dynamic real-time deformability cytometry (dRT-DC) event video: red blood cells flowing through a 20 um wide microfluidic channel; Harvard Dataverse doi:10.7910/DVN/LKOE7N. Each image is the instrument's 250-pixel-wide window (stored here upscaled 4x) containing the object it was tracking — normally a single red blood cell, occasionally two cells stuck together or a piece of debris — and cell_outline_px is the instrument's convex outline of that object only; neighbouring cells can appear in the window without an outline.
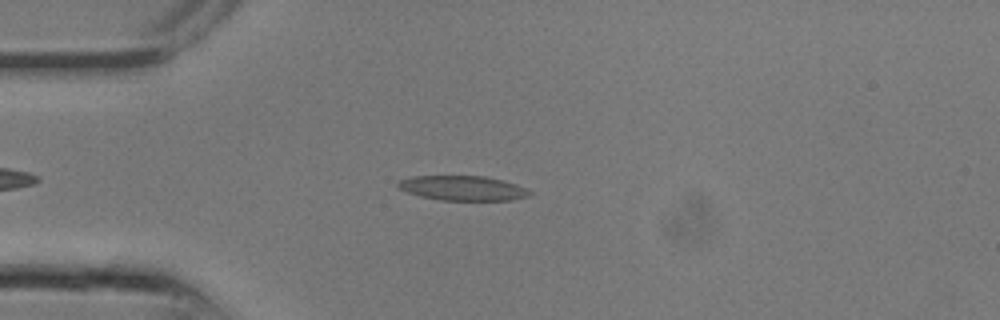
{"species": "common noctule bat (a hibernating species)", "species_latin": "Nyctalus noctula", "temperature_condition": "room temperature", "stored_images_in_passage": 5, "camera_frame_rate_fps": 3000, "um_per_image_px": 0.085, "animal": {"sex": "male", "body_mass_g": 13.3}, "frame": {"image": 1, "passage_image": 4, "time_ms": 1.0, "image_size_px": [1000, 320], "cell_outline_px": [[532, 192], [528, 196], [512, 200], [440, 200], [420, 196], [408, 192], [400, 188], [396, 184], [400, 180], [412, 176], [484, 176], [504, 180], [516, 184]], "centroid_in_image_um": [39.34, 15.99], "position_along_channel_um": 45.7, "area_um2": 18.84}}